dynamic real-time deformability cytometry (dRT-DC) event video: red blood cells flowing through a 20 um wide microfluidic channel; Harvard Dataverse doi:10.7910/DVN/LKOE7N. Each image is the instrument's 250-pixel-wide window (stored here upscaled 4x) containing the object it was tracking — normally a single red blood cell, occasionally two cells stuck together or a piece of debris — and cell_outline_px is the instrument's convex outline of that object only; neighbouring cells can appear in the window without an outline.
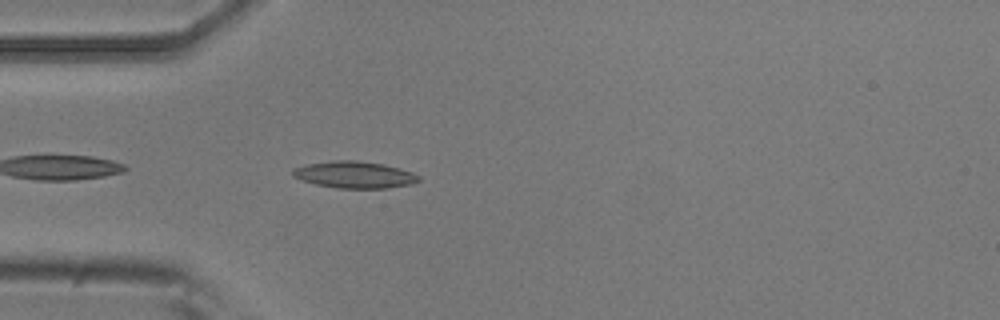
{"species": "common noctule bat (a hibernating species)", "species_latin": "Nyctalus noctula", "temperature_condition": "room temperature", "stored_images_in_passage": 5, "camera_frame_rate_fps": 3000, "um_per_image_px": 0.085, "animal": {"sex": "male", "body_mass_g": 20.5, "forearm_length_mm": 52.5}, "frame": {"image": 1, "passage_image": 5, "time_ms": 1.333, "image_size_px": [1000, 320], "cell_outline_px": [[420, 180], [412, 184], [388, 188], [336, 188], [316, 184], [292, 176], [292, 168], [308, 164], [332, 160], [356, 160], [384, 164], [400, 168], [412, 172], [420, 176]], "centroid_in_image_um": [30.15, 14.85], "position_along_channel_um": 54.8, "area_um2": 19.71}}